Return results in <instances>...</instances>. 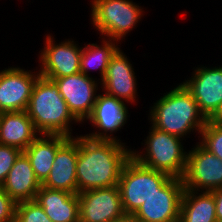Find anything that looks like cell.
<instances>
[{"instance_id": "obj_6", "label": "cell", "mask_w": 222, "mask_h": 222, "mask_svg": "<svg viewBox=\"0 0 222 222\" xmlns=\"http://www.w3.org/2000/svg\"><path fill=\"white\" fill-rule=\"evenodd\" d=\"M93 27L107 39L123 40L144 15L143 8L131 0H92ZM109 37V38H108Z\"/></svg>"}, {"instance_id": "obj_4", "label": "cell", "mask_w": 222, "mask_h": 222, "mask_svg": "<svg viewBox=\"0 0 222 222\" xmlns=\"http://www.w3.org/2000/svg\"><path fill=\"white\" fill-rule=\"evenodd\" d=\"M150 131L147 139L144 140L145 154L133 149L131 157L148 168L182 179L186 171L188 154L182 145L181 140L184 138L158 130L153 126Z\"/></svg>"}, {"instance_id": "obj_23", "label": "cell", "mask_w": 222, "mask_h": 222, "mask_svg": "<svg viewBox=\"0 0 222 222\" xmlns=\"http://www.w3.org/2000/svg\"><path fill=\"white\" fill-rule=\"evenodd\" d=\"M199 135V143L222 161V123L207 120Z\"/></svg>"}, {"instance_id": "obj_11", "label": "cell", "mask_w": 222, "mask_h": 222, "mask_svg": "<svg viewBox=\"0 0 222 222\" xmlns=\"http://www.w3.org/2000/svg\"><path fill=\"white\" fill-rule=\"evenodd\" d=\"M80 222H112L125 214L118 185L78 193Z\"/></svg>"}, {"instance_id": "obj_1", "label": "cell", "mask_w": 222, "mask_h": 222, "mask_svg": "<svg viewBox=\"0 0 222 222\" xmlns=\"http://www.w3.org/2000/svg\"><path fill=\"white\" fill-rule=\"evenodd\" d=\"M125 145L122 141L78 136L77 194L118 185L121 170L131 157V149Z\"/></svg>"}, {"instance_id": "obj_13", "label": "cell", "mask_w": 222, "mask_h": 222, "mask_svg": "<svg viewBox=\"0 0 222 222\" xmlns=\"http://www.w3.org/2000/svg\"><path fill=\"white\" fill-rule=\"evenodd\" d=\"M36 73L20 67L0 71V113L27 109L34 84L40 76L39 71Z\"/></svg>"}, {"instance_id": "obj_5", "label": "cell", "mask_w": 222, "mask_h": 222, "mask_svg": "<svg viewBox=\"0 0 222 222\" xmlns=\"http://www.w3.org/2000/svg\"><path fill=\"white\" fill-rule=\"evenodd\" d=\"M173 177L165 172L148 168L133 157L124 164L118 187L125 214H134L156 192H159Z\"/></svg>"}, {"instance_id": "obj_28", "label": "cell", "mask_w": 222, "mask_h": 222, "mask_svg": "<svg viewBox=\"0 0 222 222\" xmlns=\"http://www.w3.org/2000/svg\"><path fill=\"white\" fill-rule=\"evenodd\" d=\"M112 222H139L133 214H124Z\"/></svg>"}, {"instance_id": "obj_19", "label": "cell", "mask_w": 222, "mask_h": 222, "mask_svg": "<svg viewBox=\"0 0 222 222\" xmlns=\"http://www.w3.org/2000/svg\"><path fill=\"white\" fill-rule=\"evenodd\" d=\"M39 135L26 111L0 113V144L23 152Z\"/></svg>"}, {"instance_id": "obj_26", "label": "cell", "mask_w": 222, "mask_h": 222, "mask_svg": "<svg viewBox=\"0 0 222 222\" xmlns=\"http://www.w3.org/2000/svg\"><path fill=\"white\" fill-rule=\"evenodd\" d=\"M16 204L0 186V222H15Z\"/></svg>"}, {"instance_id": "obj_21", "label": "cell", "mask_w": 222, "mask_h": 222, "mask_svg": "<svg viewBox=\"0 0 222 222\" xmlns=\"http://www.w3.org/2000/svg\"><path fill=\"white\" fill-rule=\"evenodd\" d=\"M200 192L184 189L179 222H217L213 192Z\"/></svg>"}, {"instance_id": "obj_15", "label": "cell", "mask_w": 222, "mask_h": 222, "mask_svg": "<svg viewBox=\"0 0 222 222\" xmlns=\"http://www.w3.org/2000/svg\"><path fill=\"white\" fill-rule=\"evenodd\" d=\"M132 64L120 48L110 58L105 77L100 85L110 96L123 102H136L137 82Z\"/></svg>"}, {"instance_id": "obj_10", "label": "cell", "mask_w": 222, "mask_h": 222, "mask_svg": "<svg viewBox=\"0 0 222 222\" xmlns=\"http://www.w3.org/2000/svg\"><path fill=\"white\" fill-rule=\"evenodd\" d=\"M59 92L72 115L81 123L92 114L98 94L97 81L91 76L79 72L74 75L55 78Z\"/></svg>"}, {"instance_id": "obj_3", "label": "cell", "mask_w": 222, "mask_h": 222, "mask_svg": "<svg viewBox=\"0 0 222 222\" xmlns=\"http://www.w3.org/2000/svg\"><path fill=\"white\" fill-rule=\"evenodd\" d=\"M25 111L40 134L75 137L70 126L73 121L80 122L70 112L53 80L38 77Z\"/></svg>"}, {"instance_id": "obj_2", "label": "cell", "mask_w": 222, "mask_h": 222, "mask_svg": "<svg viewBox=\"0 0 222 222\" xmlns=\"http://www.w3.org/2000/svg\"><path fill=\"white\" fill-rule=\"evenodd\" d=\"M164 94L151 107V126L180 138L194 130L201 133L207 119L184 84Z\"/></svg>"}, {"instance_id": "obj_18", "label": "cell", "mask_w": 222, "mask_h": 222, "mask_svg": "<svg viewBox=\"0 0 222 222\" xmlns=\"http://www.w3.org/2000/svg\"><path fill=\"white\" fill-rule=\"evenodd\" d=\"M35 200L52 222H80L78 194L41 186Z\"/></svg>"}, {"instance_id": "obj_24", "label": "cell", "mask_w": 222, "mask_h": 222, "mask_svg": "<svg viewBox=\"0 0 222 222\" xmlns=\"http://www.w3.org/2000/svg\"><path fill=\"white\" fill-rule=\"evenodd\" d=\"M15 222H52L36 200L16 204Z\"/></svg>"}, {"instance_id": "obj_16", "label": "cell", "mask_w": 222, "mask_h": 222, "mask_svg": "<svg viewBox=\"0 0 222 222\" xmlns=\"http://www.w3.org/2000/svg\"><path fill=\"white\" fill-rule=\"evenodd\" d=\"M78 136L69 137L58 149L49 176L42 186L77 194Z\"/></svg>"}, {"instance_id": "obj_20", "label": "cell", "mask_w": 222, "mask_h": 222, "mask_svg": "<svg viewBox=\"0 0 222 222\" xmlns=\"http://www.w3.org/2000/svg\"><path fill=\"white\" fill-rule=\"evenodd\" d=\"M64 135H39L23 152L29 158L36 178L42 184L52 169L57 149L68 139Z\"/></svg>"}, {"instance_id": "obj_14", "label": "cell", "mask_w": 222, "mask_h": 222, "mask_svg": "<svg viewBox=\"0 0 222 222\" xmlns=\"http://www.w3.org/2000/svg\"><path fill=\"white\" fill-rule=\"evenodd\" d=\"M126 103L106 93L98 94L92 114L87 119L96 127L98 132L86 134L94 140L121 141L113 136V133L123 128L129 117ZM101 131V132H100ZM110 134H109V133Z\"/></svg>"}, {"instance_id": "obj_8", "label": "cell", "mask_w": 222, "mask_h": 222, "mask_svg": "<svg viewBox=\"0 0 222 222\" xmlns=\"http://www.w3.org/2000/svg\"><path fill=\"white\" fill-rule=\"evenodd\" d=\"M53 38L47 35L45 46L40 51V75L53 80L79 73L82 47L70 39L55 44Z\"/></svg>"}, {"instance_id": "obj_22", "label": "cell", "mask_w": 222, "mask_h": 222, "mask_svg": "<svg viewBox=\"0 0 222 222\" xmlns=\"http://www.w3.org/2000/svg\"><path fill=\"white\" fill-rule=\"evenodd\" d=\"M103 38L105 39L102 41L103 45L89 43L85 45V47H82L83 49L80 57V72L89 76L91 69H99L101 75L99 83H101L105 77L110 58L119 48L118 45H116L118 42L117 40Z\"/></svg>"}, {"instance_id": "obj_9", "label": "cell", "mask_w": 222, "mask_h": 222, "mask_svg": "<svg viewBox=\"0 0 222 222\" xmlns=\"http://www.w3.org/2000/svg\"><path fill=\"white\" fill-rule=\"evenodd\" d=\"M184 189L183 180L173 177L159 192L145 200L133 215L139 222H179Z\"/></svg>"}, {"instance_id": "obj_29", "label": "cell", "mask_w": 222, "mask_h": 222, "mask_svg": "<svg viewBox=\"0 0 222 222\" xmlns=\"http://www.w3.org/2000/svg\"><path fill=\"white\" fill-rule=\"evenodd\" d=\"M210 120H214L218 123H222V103L218 112Z\"/></svg>"}, {"instance_id": "obj_25", "label": "cell", "mask_w": 222, "mask_h": 222, "mask_svg": "<svg viewBox=\"0 0 222 222\" xmlns=\"http://www.w3.org/2000/svg\"><path fill=\"white\" fill-rule=\"evenodd\" d=\"M21 153L22 151L15 147L0 144V186L4 184L8 172Z\"/></svg>"}, {"instance_id": "obj_27", "label": "cell", "mask_w": 222, "mask_h": 222, "mask_svg": "<svg viewBox=\"0 0 222 222\" xmlns=\"http://www.w3.org/2000/svg\"><path fill=\"white\" fill-rule=\"evenodd\" d=\"M216 206L217 221H222V186L212 191Z\"/></svg>"}, {"instance_id": "obj_17", "label": "cell", "mask_w": 222, "mask_h": 222, "mask_svg": "<svg viewBox=\"0 0 222 222\" xmlns=\"http://www.w3.org/2000/svg\"><path fill=\"white\" fill-rule=\"evenodd\" d=\"M41 186L29 158L22 152L8 172L2 188L16 203H20L35 200Z\"/></svg>"}, {"instance_id": "obj_12", "label": "cell", "mask_w": 222, "mask_h": 222, "mask_svg": "<svg viewBox=\"0 0 222 222\" xmlns=\"http://www.w3.org/2000/svg\"><path fill=\"white\" fill-rule=\"evenodd\" d=\"M190 80L183 81L201 113L210 120L222 103V67H197Z\"/></svg>"}, {"instance_id": "obj_7", "label": "cell", "mask_w": 222, "mask_h": 222, "mask_svg": "<svg viewBox=\"0 0 222 222\" xmlns=\"http://www.w3.org/2000/svg\"><path fill=\"white\" fill-rule=\"evenodd\" d=\"M188 150L187 166L182 178L184 188L213 191L222 186V161L199 142Z\"/></svg>"}]
</instances>
